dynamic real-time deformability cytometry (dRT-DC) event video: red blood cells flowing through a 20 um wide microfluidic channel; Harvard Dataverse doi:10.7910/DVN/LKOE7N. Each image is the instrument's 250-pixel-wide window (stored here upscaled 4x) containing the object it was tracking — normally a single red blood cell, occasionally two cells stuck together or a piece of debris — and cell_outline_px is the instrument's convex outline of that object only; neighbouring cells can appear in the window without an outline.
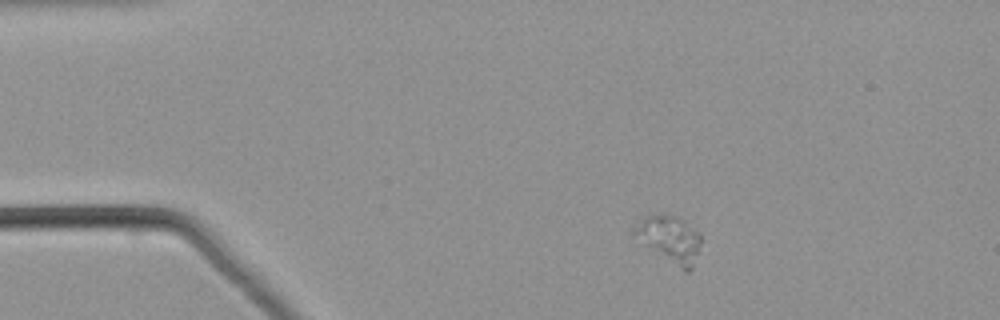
{"species": "common noctule bat (a hibernating species)", "species_latin": "Nyctalus noctula", "temperature_condition": "warm", "stored_images_in_passage": 46, "camera_frame_rate_fps": 3000, "um_per_image_px": 0.085, "animal": {"sex": "male", "body_mass_g": 21.5, "forearm_length_mm": 52.0}, "frame": {"image": 1, "passage_image": 1, "time_ms": 0.0, "image_size_px": [1000, 320], "cell_outline_px": [[700, 244], [692, 268], [688, 272], [684, 272], [644, 244], [632, 232], [632, 228], [644, 216], [676, 216], [684, 220], [700, 232]], "centroid_in_image_um": [56.95, 20.33], "position_along_channel_um": 28.1, "area_um2": 17.74}}
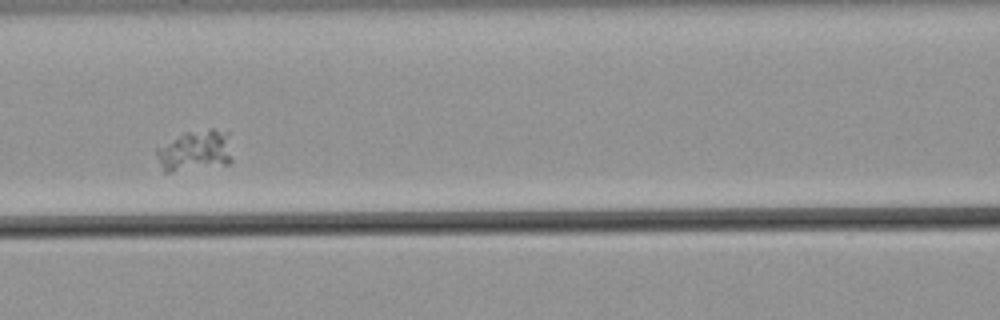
{"frame": {"image": 2, "passage_image": 16, "time_ms": 5.0, "image_size_px": [1000, 320], "cell_outline_px": [[232, 160], [228, 164], [168, 172], [164, 172], [156, 156], [156, 148], [184, 132], [208, 128], [212, 128], [228, 132]], "centroid_in_image_um": [16.6, 12.79], "position_along_channel_um": 150.0, "area_um2": 18.15}}
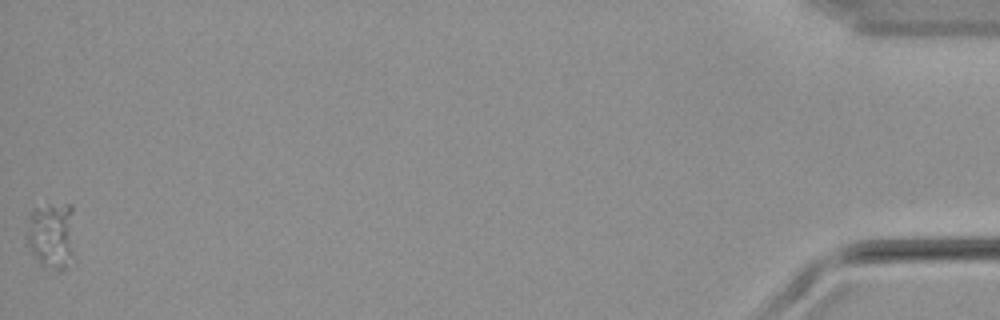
{"frame": {"image": 3, "passage_image": 46, "time_ms": 15.0, "image_size_px": [1000, 320], "cell_outline_px": [[72, 256], [64, 268], [60, 272], [56, 272], [40, 264], [32, 252], [28, 244], [28, 228], [32, 212], [36, 208], [64, 204], [72, 204]], "centroid_in_image_um": [4.39, 20.04], "position_along_channel_um": 430.8, "area_um2": 17.98}}